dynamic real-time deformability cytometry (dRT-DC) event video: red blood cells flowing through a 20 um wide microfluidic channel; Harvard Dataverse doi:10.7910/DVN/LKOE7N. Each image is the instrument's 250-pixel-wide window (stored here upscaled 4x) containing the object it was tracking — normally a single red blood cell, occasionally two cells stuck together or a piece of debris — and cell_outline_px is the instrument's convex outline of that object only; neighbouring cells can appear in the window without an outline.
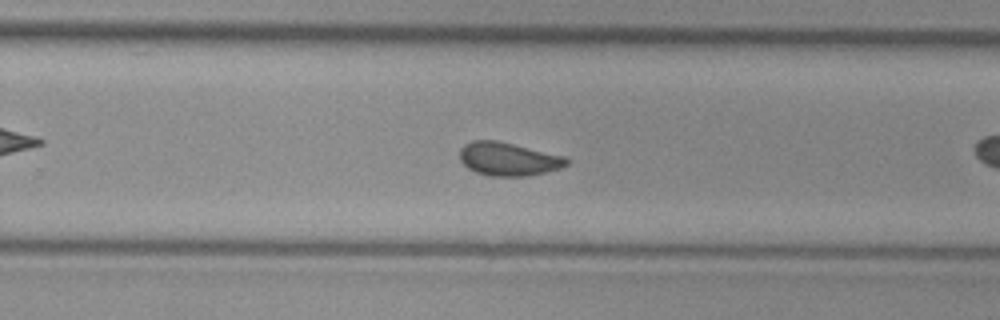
{"species": "common noctule bat (a hibernating species)", "species_latin": "Nyctalus noctula", "temperature_condition": "cold", "stored_images_in_passage": 40, "camera_frame_rate_fps": 3000, "um_per_image_px": 0.085, "animal": {"sex": "female", "body_mass_g": 29.2, "forearm_length_mm": 56.3}, "frame": {"image": 1, "passage_image": 19, "time_ms": 6.0, "image_size_px": [1000, 320], "cell_outline_px": [[572, 160], [568, 164], [560, 168], [528, 176], [488, 176], [476, 172], [468, 168], [460, 160], [460, 148], [464, 144], [472, 140], [496, 140], [568, 156]], "centroid_in_image_um": [43.25, 13.51], "position_along_channel_um": 286.6, "area_um2": 21.04}, "authors_computed_cell_mechanics": {"area_um2": 20.2589, "velocity_mm_per_s": 3.7015, "shape_relaxation_time_tau1_ms": null, "shape_relaxation_time_tau2_ms": 1.1294, "deformation_change_tau1": null, "deformation_change_tau2": 0.0358}}